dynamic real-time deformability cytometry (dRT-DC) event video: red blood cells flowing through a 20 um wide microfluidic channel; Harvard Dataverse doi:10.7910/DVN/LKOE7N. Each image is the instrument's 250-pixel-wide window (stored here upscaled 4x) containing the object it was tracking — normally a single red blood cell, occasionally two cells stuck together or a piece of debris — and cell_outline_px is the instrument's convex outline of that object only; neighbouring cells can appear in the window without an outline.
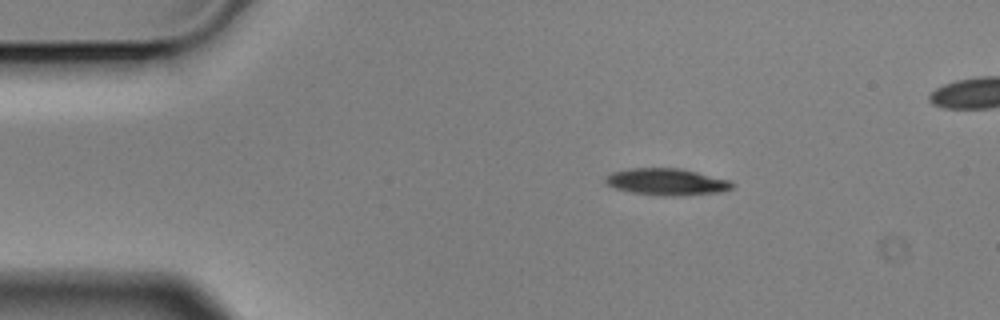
{"species": "Egyptian fruit bat (a non-hibernating species)", "species_latin": "Rousettus aegyptiacus", "temperature_condition": "cold", "stored_images_in_passage": 4, "camera_frame_rate_fps": 3000, "um_per_image_px": 0.085, "animal": {"sex": "male"}, "frame": {"image": 1, "passage_image": 1, "time_ms": 0.0, "image_size_px": [1000, 320], "cell_outline_px": [[736, 184], [732, 188], [720, 192], [676, 196], [664, 196], [632, 192], [616, 188], [608, 184], [604, 180], [604, 176], [612, 172], [628, 168], [680, 168], [732, 180]], "centroid_in_image_um": [56.7, 15.45], "position_along_channel_um": 28.3, "area_um2": 19.88}}
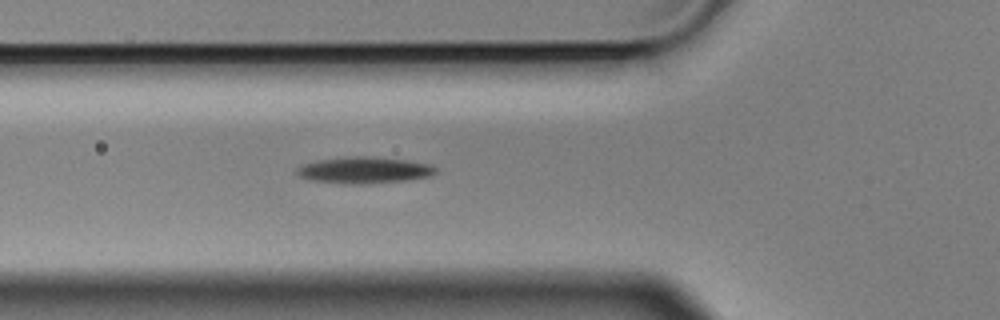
{"frame": {"image": 2, "passage_image": 4, "time_ms": 1.0, "image_size_px": [1000, 320], "cell_outline_px": [[436, 172], [432, 176], [404, 180], [368, 184], [344, 184], [312, 180], [300, 176], [296, 172], [296, 168], [304, 164], [316, 160], [352, 156], [368, 156], [408, 160], [432, 164], [436, 168]], "centroid_in_image_um": [30.98, 14.46], "position_along_channel_um": 94.8, "area_um2": 21.5}}